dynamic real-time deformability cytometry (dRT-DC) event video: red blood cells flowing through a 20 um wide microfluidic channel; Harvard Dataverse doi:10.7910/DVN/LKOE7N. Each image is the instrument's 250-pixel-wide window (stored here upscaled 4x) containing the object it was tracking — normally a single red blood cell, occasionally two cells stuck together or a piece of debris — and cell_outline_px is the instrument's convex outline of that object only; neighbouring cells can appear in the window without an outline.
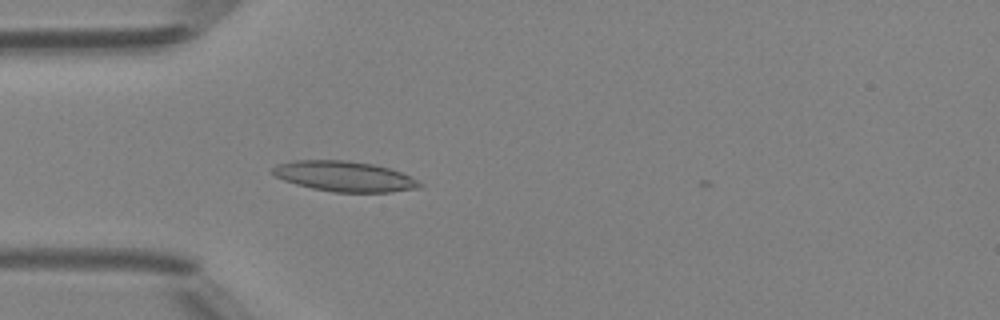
{"species": "Egyptian fruit bat (a non-hibernating species)", "species_latin": "Rousettus aegyptiacus", "temperature_condition": "room temperature", "stored_images_in_passage": 35, "camera_frame_rate_fps": 3000, "um_per_image_px": 0.085, "animal": {"sex": "female"}, "frame": {"image": 1, "passage_image": 1, "time_ms": 0.0, "image_size_px": [1000, 320], "cell_outline_px": [[424, 184], [420, 188], [392, 192], [336, 192], [312, 188], [296, 184], [284, 180], [276, 176], [272, 172], [272, 168], [276, 164], [292, 160], [348, 160], [372, 164], [388, 168], [400, 172]], "centroid_in_image_um": [29.26, 14.98], "position_along_channel_um": 55.7, "area_um2": 25.89}}
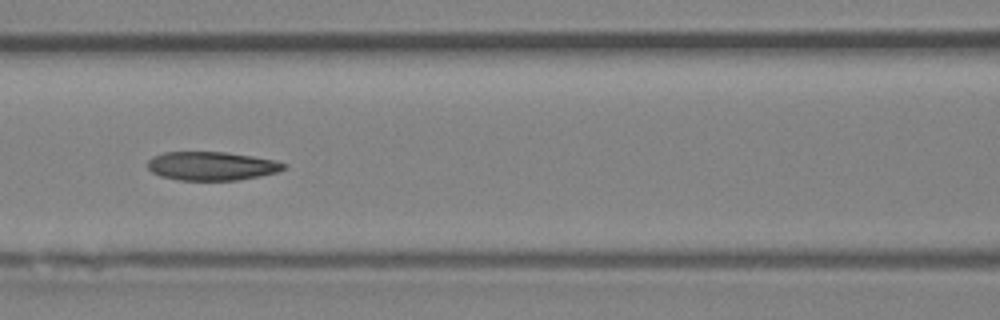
{"frame": {"image": 2, "passage_image": 8, "time_ms": 2.333, "image_size_px": [1000, 320], "cell_outline_px": [[288, 164], [284, 168], [276, 172], [260, 176], [236, 180], [180, 180], [160, 176], [152, 172], [148, 168], [148, 160], [152, 156], [164, 152], [224, 152], [252, 156], [272, 160]], "centroid_in_image_um": [17.95, 14.11], "position_along_channel_um": 148.6, "area_um2": 22.6}}
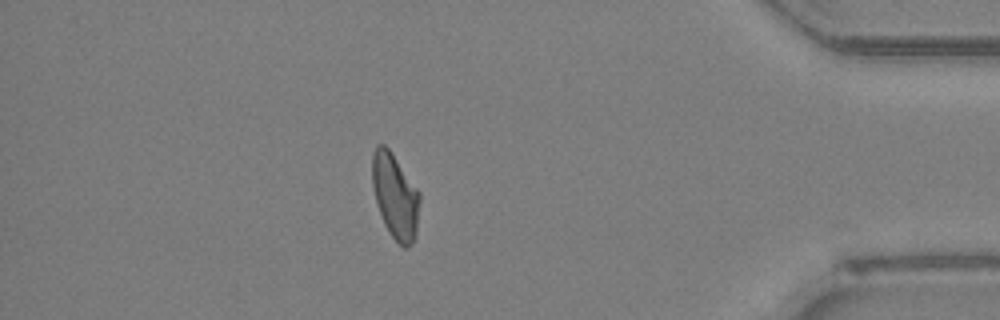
{"frame": {"image": 3, "passage_image": 29, "time_ms": 9.333, "image_size_px": [1000, 320], "cell_outline_px": [[420, 200], [416, 236], [408, 248], [404, 248], [392, 236], [384, 224], [376, 200], [372, 184], [372, 152], [376, 144], [384, 144], [388, 148], [420, 192]], "centroid_in_image_um": [33.59, 16.66], "position_along_channel_um": 401.6, "area_um2": 23.41}, "authors_computed_cell_mechanics": {"area_um2": 23.2356, "velocity_mm_per_s": 4.2242, "shape_relaxation_time_tau1_ms": null, "shape_relaxation_time_tau2_ms": 5.8319, "deformation_change_tau1": null, "deformation_change_tau2": 0.1256}}